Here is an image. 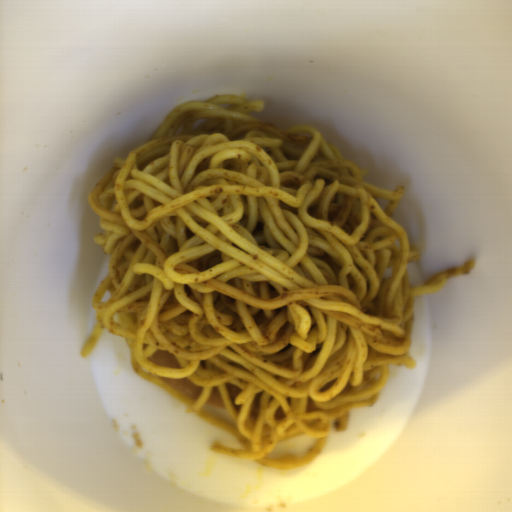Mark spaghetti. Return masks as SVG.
I'll use <instances>...</instances> for the list:
<instances>
[{
  "label": "spaghetti",
  "instance_id": "1",
  "mask_svg": "<svg viewBox=\"0 0 512 512\" xmlns=\"http://www.w3.org/2000/svg\"><path fill=\"white\" fill-rule=\"evenodd\" d=\"M265 102L181 103L90 190L109 271L92 306L133 372L243 446L216 454L274 469L315 461L353 410L371 408L410 357L422 259L386 190L318 128L282 130ZM314 438L302 455L277 443Z\"/></svg>",
  "mask_w": 512,
  "mask_h": 512
}]
</instances>
